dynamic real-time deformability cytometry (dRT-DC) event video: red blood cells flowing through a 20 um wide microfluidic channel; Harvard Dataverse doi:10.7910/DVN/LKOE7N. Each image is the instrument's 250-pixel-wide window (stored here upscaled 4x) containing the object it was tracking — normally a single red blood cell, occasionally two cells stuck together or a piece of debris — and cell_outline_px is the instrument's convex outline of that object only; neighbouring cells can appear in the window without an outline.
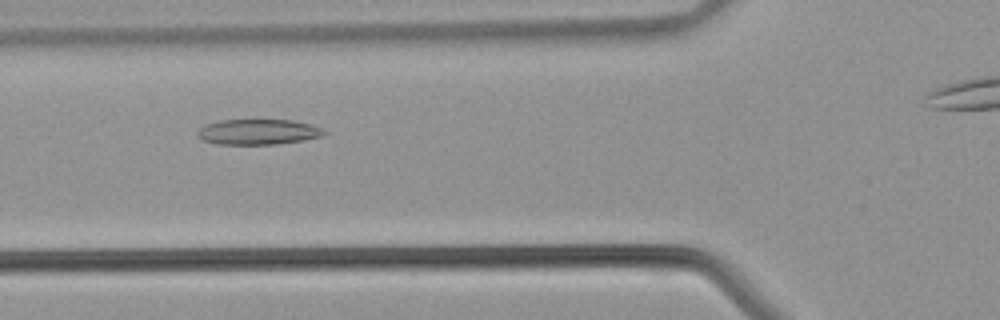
{"species": "common noctule bat (a hibernating species)", "species_latin": "Nyctalus noctula", "temperature_condition": "warm", "stored_images_in_passage": 28, "camera_frame_rate_fps": 3000, "um_per_image_px": 0.085, "animal": {"sex": "male", "body_mass_g": 21.5, "forearm_length_mm": 52.0}, "frame": {"image": 1, "passage_image": 9, "time_ms": 2.667, "image_size_px": [1000, 320], "cell_outline_px": [[328, 132], [324, 136], [304, 140], [276, 144], [216, 144], [204, 140], [196, 136], [196, 132], [204, 124], [220, 120], [292, 120], [312, 124]], "centroid_in_image_um": [21.94, 11.21], "position_along_channel_um": 103.9, "area_um2": 18.9}}
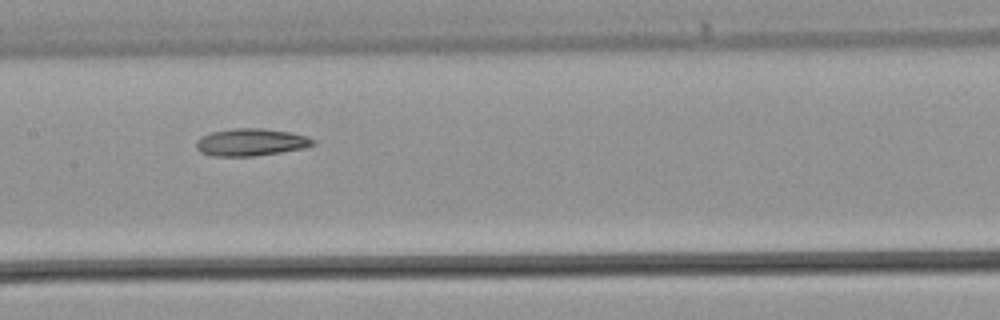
{"frame": {"image": 2, "passage_image": 14, "time_ms": 4.333, "image_size_px": [1000, 320], "cell_outline_px": [[316, 144], [304, 148], [280, 152], [252, 156], [212, 156], [200, 152], [196, 148], [196, 140], [200, 136], [212, 132], [232, 128], [264, 128], [292, 132], [308, 136], [316, 140]], "centroid_in_image_um": [21.34, 12.08], "position_along_channel_um": 186.1, "area_um2": 18.84}}
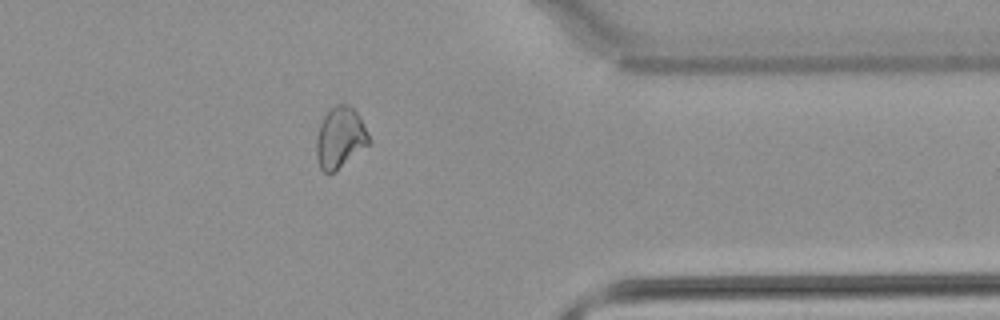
{"frame": {"image": 3, "passage_image": 27, "time_ms": 8.667, "image_size_px": [1000, 320], "cell_outline_px": [[372, 144], [332, 172], [324, 172], [320, 168], [316, 156], [316, 136], [320, 124], [324, 116], [336, 104], [348, 104], [360, 116], [372, 140]], "centroid_in_image_um": [28.94, 11.7], "position_along_channel_um": 382.5, "area_um2": 18.79}}